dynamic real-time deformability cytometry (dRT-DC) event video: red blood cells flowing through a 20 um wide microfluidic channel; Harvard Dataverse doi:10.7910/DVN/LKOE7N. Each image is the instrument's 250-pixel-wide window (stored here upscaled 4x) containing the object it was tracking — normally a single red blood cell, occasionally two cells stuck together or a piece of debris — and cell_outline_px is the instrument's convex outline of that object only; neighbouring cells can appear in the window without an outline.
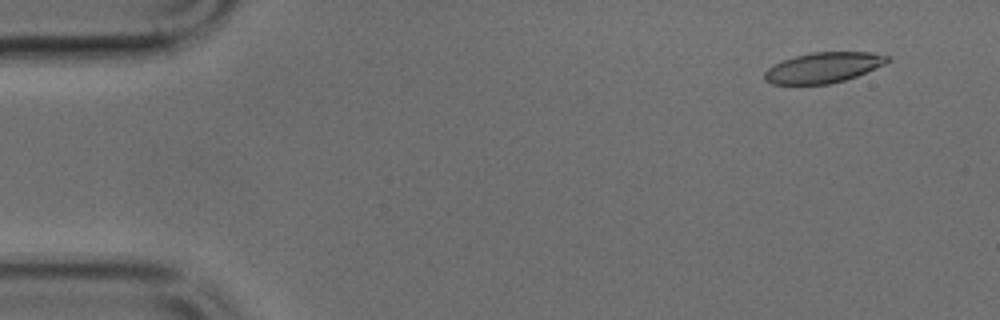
{"species": "common noctule bat (a hibernating species)", "species_latin": "Nyctalus noctula", "temperature_condition": "cold", "stored_images_in_passage": 11, "camera_frame_rate_fps": 3000, "um_per_image_px": 0.085, "animal": {"sex": "male", "body_mass_g": 17.9, "forearm_length_mm": 54.2}, "frame": {"image": 1, "passage_image": 4, "time_ms": 1.0, "image_size_px": [1000, 320], "cell_outline_px": [[892, 60], [884, 64], [856, 76], [844, 80], [828, 84], [772, 84], [764, 80], [764, 72], [772, 64], [796, 56], [812, 52], [872, 52], [892, 56]], "centroid_in_image_um": [69.99, 5.74], "position_along_channel_um": 15.0, "area_um2": 21.79}}